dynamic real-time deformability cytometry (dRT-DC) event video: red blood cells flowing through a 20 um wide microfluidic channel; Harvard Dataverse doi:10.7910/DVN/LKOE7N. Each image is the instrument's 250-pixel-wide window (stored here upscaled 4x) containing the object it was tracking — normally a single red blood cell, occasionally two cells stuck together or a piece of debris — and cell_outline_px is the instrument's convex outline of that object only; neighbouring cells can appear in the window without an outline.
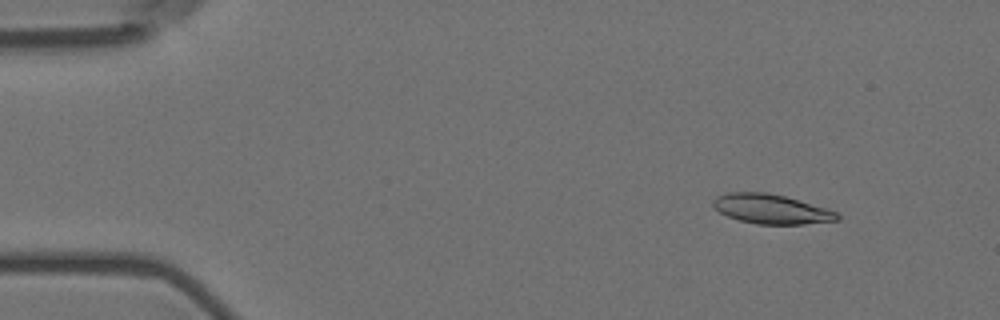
{"species": "Egyptian fruit bat (a non-hibernating species)", "species_latin": "Rousettus aegyptiacus", "temperature_condition": "room temperature", "stored_images_in_passage": 5, "camera_frame_rate_fps": 3000, "um_per_image_px": 0.085, "animal": {"sex": "female"}, "frame": {"image": 1, "passage_image": 2, "time_ms": 0.333, "image_size_px": [1000, 320], "cell_outline_px": [[840, 220], [804, 224], [756, 224], [740, 220], [728, 216], [720, 212], [712, 204], [712, 200], [716, 196], [724, 192], [768, 192], [800, 200], [836, 212], [840, 216]], "centroid_in_image_um": [65.53, 17.76], "position_along_channel_um": 19.5, "area_um2": 21.33}}
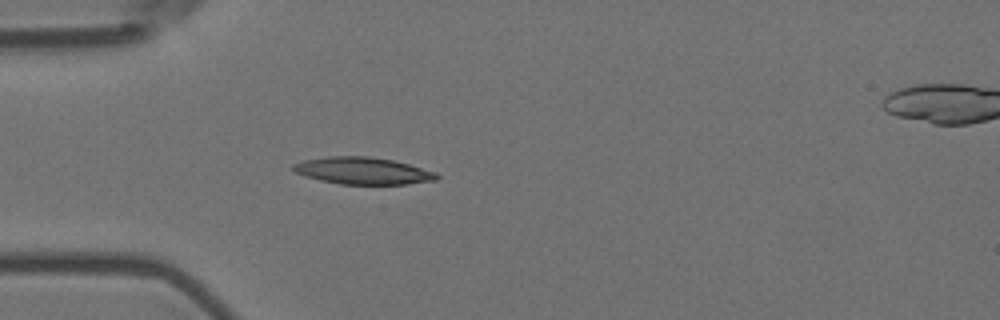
{"frame": {"image": 2, "passage_image": 4, "time_ms": 1.0, "image_size_px": [1000, 320], "cell_outline_px": [[440, 176], [436, 180], [408, 184], [340, 184], [320, 180], [304, 176], [296, 172], [292, 168], [292, 164], [304, 160], [328, 156], [368, 156], [392, 160], [408, 164], [436, 172]], "centroid_in_image_um": [30.83, 14.52], "position_along_channel_um": 54.2, "area_um2": 22.54}}